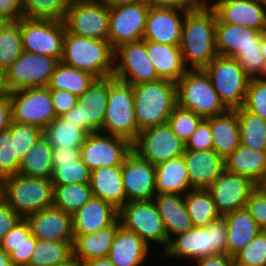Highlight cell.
Instances as JSON below:
<instances>
[{"instance_id": "cell-1", "label": "cell", "mask_w": 266, "mask_h": 266, "mask_svg": "<svg viewBox=\"0 0 266 266\" xmlns=\"http://www.w3.org/2000/svg\"><path fill=\"white\" fill-rule=\"evenodd\" d=\"M216 23V12L209 4L186 12L179 47L188 70L205 69L219 55Z\"/></svg>"}, {"instance_id": "cell-2", "label": "cell", "mask_w": 266, "mask_h": 266, "mask_svg": "<svg viewBox=\"0 0 266 266\" xmlns=\"http://www.w3.org/2000/svg\"><path fill=\"white\" fill-rule=\"evenodd\" d=\"M261 32L241 25L216 23V48L220 56L237 60L250 78H259L266 61L261 53Z\"/></svg>"}, {"instance_id": "cell-3", "label": "cell", "mask_w": 266, "mask_h": 266, "mask_svg": "<svg viewBox=\"0 0 266 266\" xmlns=\"http://www.w3.org/2000/svg\"><path fill=\"white\" fill-rule=\"evenodd\" d=\"M114 54L108 40L80 37L66 30L60 62L102 79L114 74Z\"/></svg>"}, {"instance_id": "cell-4", "label": "cell", "mask_w": 266, "mask_h": 266, "mask_svg": "<svg viewBox=\"0 0 266 266\" xmlns=\"http://www.w3.org/2000/svg\"><path fill=\"white\" fill-rule=\"evenodd\" d=\"M227 226L224 217L212 221L207 227H192L169 240L162 256L192 262L208 255L227 254Z\"/></svg>"}, {"instance_id": "cell-5", "label": "cell", "mask_w": 266, "mask_h": 266, "mask_svg": "<svg viewBox=\"0 0 266 266\" xmlns=\"http://www.w3.org/2000/svg\"><path fill=\"white\" fill-rule=\"evenodd\" d=\"M134 111L138 129L163 125L177 105L176 82L161 79L133 85Z\"/></svg>"}, {"instance_id": "cell-6", "label": "cell", "mask_w": 266, "mask_h": 266, "mask_svg": "<svg viewBox=\"0 0 266 266\" xmlns=\"http://www.w3.org/2000/svg\"><path fill=\"white\" fill-rule=\"evenodd\" d=\"M51 179L15 174L2 179V200L21 218L53 206Z\"/></svg>"}, {"instance_id": "cell-7", "label": "cell", "mask_w": 266, "mask_h": 266, "mask_svg": "<svg viewBox=\"0 0 266 266\" xmlns=\"http://www.w3.org/2000/svg\"><path fill=\"white\" fill-rule=\"evenodd\" d=\"M108 135L120 136L133 143L139 133L134 111L133 85L108 77V102L102 129Z\"/></svg>"}, {"instance_id": "cell-8", "label": "cell", "mask_w": 266, "mask_h": 266, "mask_svg": "<svg viewBox=\"0 0 266 266\" xmlns=\"http://www.w3.org/2000/svg\"><path fill=\"white\" fill-rule=\"evenodd\" d=\"M176 96L178 106L192 110L203 119L228 111L204 69L187 70L176 82Z\"/></svg>"}, {"instance_id": "cell-9", "label": "cell", "mask_w": 266, "mask_h": 266, "mask_svg": "<svg viewBox=\"0 0 266 266\" xmlns=\"http://www.w3.org/2000/svg\"><path fill=\"white\" fill-rule=\"evenodd\" d=\"M204 70L228 110H235L244 105L251 78L237 60L218 55Z\"/></svg>"}, {"instance_id": "cell-10", "label": "cell", "mask_w": 266, "mask_h": 266, "mask_svg": "<svg viewBox=\"0 0 266 266\" xmlns=\"http://www.w3.org/2000/svg\"><path fill=\"white\" fill-rule=\"evenodd\" d=\"M118 218L121 226L135 232L149 246L158 243L164 248L162 252L168 246L163 220L153 200L125 203L119 209Z\"/></svg>"}, {"instance_id": "cell-11", "label": "cell", "mask_w": 266, "mask_h": 266, "mask_svg": "<svg viewBox=\"0 0 266 266\" xmlns=\"http://www.w3.org/2000/svg\"><path fill=\"white\" fill-rule=\"evenodd\" d=\"M12 122L44 130L57 116L48 87L24 88L9 92Z\"/></svg>"}, {"instance_id": "cell-12", "label": "cell", "mask_w": 266, "mask_h": 266, "mask_svg": "<svg viewBox=\"0 0 266 266\" xmlns=\"http://www.w3.org/2000/svg\"><path fill=\"white\" fill-rule=\"evenodd\" d=\"M64 24L73 35L108 40L109 5L105 0L70 4Z\"/></svg>"}, {"instance_id": "cell-13", "label": "cell", "mask_w": 266, "mask_h": 266, "mask_svg": "<svg viewBox=\"0 0 266 266\" xmlns=\"http://www.w3.org/2000/svg\"><path fill=\"white\" fill-rule=\"evenodd\" d=\"M108 102V77L96 79L80 96L77 104L62 117L87 134L102 129Z\"/></svg>"}, {"instance_id": "cell-14", "label": "cell", "mask_w": 266, "mask_h": 266, "mask_svg": "<svg viewBox=\"0 0 266 266\" xmlns=\"http://www.w3.org/2000/svg\"><path fill=\"white\" fill-rule=\"evenodd\" d=\"M65 32L64 21L21 19L23 50L53 57L59 62L63 53Z\"/></svg>"}, {"instance_id": "cell-15", "label": "cell", "mask_w": 266, "mask_h": 266, "mask_svg": "<svg viewBox=\"0 0 266 266\" xmlns=\"http://www.w3.org/2000/svg\"><path fill=\"white\" fill-rule=\"evenodd\" d=\"M113 77L132 85L161 80L148 57L145 40L115 49Z\"/></svg>"}, {"instance_id": "cell-16", "label": "cell", "mask_w": 266, "mask_h": 266, "mask_svg": "<svg viewBox=\"0 0 266 266\" xmlns=\"http://www.w3.org/2000/svg\"><path fill=\"white\" fill-rule=\"evenodd\" d=\"M132 150L153 165L182 156L185 143L172 131L168 123L141 130L132 143Z\"/></svg>"}, {"instance_id": "cell-17", "label": "cell", "mask_w": 266, "mask_h": 266, "mask_svg": "<svg viewBox=\"0 0 266 266\" xmlns=\"http://www.w3.org/2000/svg\"><path fill=\"white\" fill-rule=\"evenodd\" d=\"M58 63L53 57L24 51L5 71L8 91L47 87Z\"/></svg>"}, {"instance_id": "cell-18", "label": "cell", "mask_w": 266, "mask_h": 266, "mask_svg": "<svg viewBox=\"0 0 266 266\" xmlns=\"http://www.w3.org/2000/svg\"><path fill=\"white\" fill-rule=\"evenodd\" d=\"M131 152L132 143L128 139L98 131L87 135L80 148V157L93 171L100 167L123 165Z\"/></svg>"}, {"instance_id": "cell-19", "label": "cell", "mask_w": 266, "mask_h": 266, "mask_svg": "<svg viewBox=\"0 0 266 266\" xmlns=\"http://www.w3.org/2000/svg\"><path fill=\"white\" fill-rule=\"evenodd\" d=\"M149 7L146 2L109 6L108 41L114 50L122 44L143 40Z\"/></svg>"}, {"instance_id": "cell-20", "label": "cell", "mask_w": 266, "mask_h": 266, "mask_svg": "<svg viewBox=\"0 0 266 266\" xmlns=\"http://www.w3.org/2000/svg\"><path fill=\"white\" fill-rule=\"evenodd\" d=\"M258 185L251 179L224 170L207 189L218 213L224 215L245 208Z\"/></svg>"}, {"instance_id": "cell-21", "label": "cell", "mask_w": 266, "mask_h": 266, "mask_svg": "<svg viewBox=\"0 0 266 266\" xmlns=\"http://www.w3.org/2000/svg\"><path fill=\"white\" fill-rule=\"evenodd\" d=\"M156 166L140 158L133 150L122 165L126 203L153 200L156 195Z\"/></svg>"}, {"instance_id": "cell-22", "label": "cell", "mask_w": 266, "mask_h": 266, "mask_svg": "<svg viewBox=\"0 0 266 266\" xmlns=\"http://www.w3.org/2000/svg\"><path fill=\"white\" fill-rule=\"evenodd\" d=\"M209 5L224 23L266 30V0H214Z\"/></svg>"}, {"instance_id": "cell-23", "label": "cell", "mask_w": 266, "mask_h": 266, "mask_svg": "<svg viewBox=\"0 0 266 266\" xmlns=\"http://www.w3.org/2000/svg\"><path fill=\"white\" fill-rule=\"evenodd\" d=\"M187 11L149 7L143 40L179 46Z\"/></svg>"}, {"instance_id": "cell-24", "label": "cell", "mask_w": 266, "mask_h": 266, "mask_svg": "<svg viewBox=\"0 0 266 266\" xmlns=\"http://www.w3.org/2000/svg\"><path fill=\"white\" fill-rule=\"evenodd\" d=\"M31 234L38 240L73 242L72 216L55 206L26 217Z\"/></svg>"}, {"instance_id": "cell-25", "label": "cell", "mask_w": 266, "mask_h": 266, "mask_svg": "<svg viewBox=\"0 0 266 266\" xmlns=\"http://www.w3.org/2000/svg\"><path fill=\"white\" fill-rule=\"evenodd\" d=\"M183 157L192 189H208L225 170L224 159L215 150H185Z\"/></svg>"}, {"instance_id": "cell-26", "label": "cell", "mask_w": 266, "mask_h": 266, "mask_svg": "<svg viewBox=\"0 0 266 266\" xmlns=\"http://www.w3.org/2000/svg\"><path fill=\"white\" fill-rule=\"evenodd\" d=\"M119 215V210L101 198L91 199L72 215L73 235H86L98 232L112 225Z\"/></svg>"}, {"instance_id": "cell-27", "label": "cell", "mask_w": 266, "mask_h": 266, "mask_svg": "<svg viewBox=\"0 0 266 266\" xmlns=\"http://www.w3.org/2000/svg\"><path fill=\"white\" fill-rule=\"evenodd\" d=\"M151 246L135 232L120 226L110 248L108 259L115 266H142L149 256Z\"/></svg>"}, {"instance_id": "cell-28", "label": "cell", "mask_w": 266, "mask_h": 266, "mask_svg": "<svg viewBox=\"0 0 266 266\" xmlns=\"http://www.w3.org/2000/svg\"><path fill=\"white\" fill-rule=\"evenodd\" d=\"M121 226L119 218L110 226L86 235H73V258L81 265L93 259L108 257L114 237Z\"/></svg>"}, {"instance_id": "cell-29", "label": "cell", "mask_w": 266, "mask_h": 266, "mask_svg": "<svg viewBox=\"0 0 266 266\" xmlns=\"http://www.w3.org/2000/svg\"><path fill=\"white\" fill-rule=\"evenodd\" d=\"M225 170L245 176L258 186L266 185V151H258L240 145L224 159Z\"/></svg>"}, {"instance_id": "cell-30", "label": "cell", "mask_w": 266, "mask_h": 266, "mask_svg": "<svg viewBox=\"0 0 266 266\" xmlns=\"http://www.w3.org/2000/svg\"><path fill=\"white\" fill-rule=\"evenodd\" d=\"M89 184L93 196L110 203L118 210L125 205L122 165L94 169L91 171Z\"/></svg>"}, {"instance_id": "cell-31", "label": "cell", "mask_w": 266, "mask_h": 266, "mask_svg": "<svg viewBox=\"0 0 266 266\" xmlns=\"http://www.w3.org/2000/svg\"><path fill=\"white\" fill-rule=\"evenodd\" d=\"M170 240L177 234L190 230L193 225L188 215L184 196L177 194H156L153 197Z\"/></svg>"}, {"instance_id": "cell-32", "label": "cell", "mask_w": 266, "mask_h": 266, "mask_svg": "<svg viewBox=\"0 0 266 266\" xmlns=\"http://www.w3.org/2000/svg\"><path fill=\"white\" fill-rule=\"evenodd\" d=\"M147 54L161 79L177 82L186 72L179 46L145 41Z\"/></svg>"}, {"instance_id": "cell-33", "label": "cell", "mask_w": 266, "mask_h": 266, "mask_svg": "<svg viewBox=\"0 0 266 266\" xmlns=\"http://www.w3.org/2000/svg\"><path fill=\"white\" fill-rule=\"evenodd\" d=\"M156 194L184 196L191 191L186 162L183 155L156 165Z\"/></svg>"}, {"instance_id": "cell-34", "label": "cell", "mask_w": 266, "mask_h": 266, "mask_svg": "<svg viewBox=\"0 0 266 266\" xmlns=\"http://www.w3.org/2000/svg\"><path fill=\"white\" fill-rule=\"evenodd\" d=\"M227 226V254L234 256L260 232L255 219L243 208L223 216Z\"/></svg>"}, {"instance_id": "cell-35", "label": "cell", "mask_w": 266, "mask_h": 266, "mask_svg": "<svg viewBox=\"0 0 266 266\" xmlns=\"http://www.w3.org/2000/svg\"><path fill=\"white\" fill-rule=\"evenodd\" d=\"M213 150L223 159L228 157L240 145V127L235 110L210 117Z\"/></svg>"}, {"instance_id": "cell-36", "label": "cell", "mask_w": 266, "mask_h": 266, "mask_svg": "<svg viewBox=\"0 0 266 266\" xmlns=\"http://www.w3.org/2000/svg\"><path fill=\"white\" fill-rule=\"evenodd\" d=\"M51 155L52 147L43 136L21 158L18 174L27 177L51 179L53 174Z\"/></svg>"}, {"instance_id": "cell-37", "label": "cell", "mask_w": 266, "mask_h": 266, "mask_svg": "<svg viewBox=\"0 0 266 266\" xmlns=\"http://www.w3.org/2000/svg\"><path fill=\"white\" fill-rule=\"evenodd\" d=\"M87 133L62 116L56 117L44 130L43 136L52 148L80 149Z\"/></svg>"}, {"instance_id": "cell-38", "label": "cell", "mask_w": 266, "mask_h": 266, "mask_svg": "<svg viewBox=\"0 0 266 266\" xmlns=\"http://www.w3.org/2000/svg\"><path fill=\"white\" fill-rule=\"evenodd\" d=\"M97 78L92 74L59 62L51 75L50 90H67L77 96L82 95Z\"/></svg>"}, {"instance_id": "cell-39", "label": "cell", "mask_w": 266, "mask_h": 266, "mask_svg": "<svg viewBox=\"0 0 266 266\" xmlns=\"http://www.w3.org/2000/svg\"><path fill=\"white\" fill-rule=\"evenodd\" d=\"M193 227H207L221 217L207 189H192L184 195Z\"/></svg>"}, {"instance_id": "cell-40", "label": "cell", "mask_w": 266, "mask_h": 266, "mask_svg": "<svg viewBox=\"0 0 266 266\" xmlns=\"http://www.w3.org/2000/svg\"><path fill=\"white\" fill-rule=\"evenodd\" d=\"M240 127L241 145L258 151H266V120L246 110L235 109Z\"/></svg>"}, {"instance_id": "cell-41", "label": "cell", "mask_w": 266, "mask_h": 266, "mask_svg": "<svg viewBox=\"0 0 266 266\" xmlns=\"http://www.w3.org/2000/svg\"><path fill=\"white\" fill-rule=\"evenodd\" d=\"M53 206L71 216L93 196L90 184L53 185Z\"/></svg>"}, {"instance_id": "cell-42", "label": "cell", "mask_w": 266, "mask_h": 266, "mask_svg": "<svg viewBox=\"0 0 266 266\" xmlns=\"http://www.w3.org/2000/svg\"><path fill=\"white\" fill-rule=\"evenodd\" d=\"M73 242L38 240L28 266H56L73 257Z\"/></svg>"}, {"instance_id": "cell-43", "label": "cell", "mask_w": 266, "mask_h": 266, "mask_svg": "<svg viewBox=\"0 0 266 266\" xmlns=\"http://www.w3.org/2000/svg\"><path fill=\"white\" fill-rule=\"evenodd\" d=\"M23 52L21 19L4 22L0 27V69L6 71Z\"/></svg>"}, {"instance_id": "cell-44", "label": "cell", "mask_w": 266, "mask_h": 266, "mask_svg": "<svg viewBox=\"0 0 266 266\" xmlns=\"http://www.w3.org/2000/svg\"><path fill=\"white\" fill-rule=\"evenodd\" d=\"M67 8L64 0H24L23 18L64 21Z\"/></svg>"}, {"instance_id": "cell-45", "label": "cell", "mask_w": 266, "mask_h": 266, "mask_svg": "<svg viewBox=\"0 0 266 266\" xmlns=\"http://www.w3.org/2000/svg\"><path fill=\"white\" fill-rule=\"evenodd\" d=\"M53 185L87 184L90 183L91 170L80 159L77 163L52 164Z\"/></svg>"}, {"instance_id": "cell-46", "label": "cell", "mask_w": 266, "mask_h": 266, "mask_svg": "<svg viewBox=\"0 0 266 266\" xmlns=\"http://www.w3.org/2000/svg\"><path fill=\"white\" fill-rule=\"evenodd\" d=\"M202 120L203 118L192 110L176 105L167 123L178 138L186 143Z\"/></svg>"}, {"instance_id": "cell-47", "label": "cell", "mask_w": 266, "mask_h": 266, "mask_svg": "<svg viewBox=\"0 0 266 266\" xmlns=\"http://www.w3.org/2000/svg\"><path fill=\"white\" fill-rule=\"evenodd\" d=\"M238 266H266V232H260L233 256Z\"/></svg>"}, {"instance_id": "cell-48", "label": "cell", "mask_w": 266, "mask_h": 266, "mask_svg": "<svg viewBox=\"0 0 266 266\" xmlns=\"http://www.w3.org/2000/svg\"><path fill=\"white\" fill-rule=\"evenodd\" d=\"M21 158L15 153L10 126L0 131V179L18 174Z\"/></svg>"}, {"instance_id": "cell-49", "label": "cell", "mask_w": 266, "mask_h": 266, "mask_svg": "<svg viewBox=\"0 0 266 266\" xmlns=\"http://www.w3.org/2000/svg\"><path fill=\"white\" fill-rule=\"evenodd\" d=\"M11 136H14L15 153L24 157L35 142L43 137V130L37 126L11 122Z\"/></svg>"}, {"instance_id": "cell-50", "label": "cell", "mask_w": 266, "mask_h": 266, "mask_svg": "<svg viewBox=\"0 0 266 266\" xmlns=\"http://www.w3.org/2000/svg\"><path fill=\"white\" fill-rule=\"evenodd\" d=\"M243 107L266 120V81L250 79Z\"/></svg>"}, {"instance_id": "cell-51", "label": "cell", "mask_w": 266, "mask_h": 266, "mask_svg": "<svg viewBox=\"0 0 266 266\" xmlns=\"http://www.w3.org/2000/svg\"><path fill=\"white\" fill-rule=\"evenodd\" d=\"M245 209L255 219L261 232H266V185L258 186L252 192Z\"/></svg>"}, {"instance_id": "cell-52", "label": "cell", "mask_w": 266, "mask_h": 266, "mask_svg": "<svg viewBox=\"0 0 266 266\" xmlns=\"http://www.w3.org/2000/svg\"><path fill=\"white\" fill-rule=\"evenodd\" d=\"M185 150H213L210 118L203 119L185 143Z\"/></svg>"}, {"instance_id": "cell-53", "label": "cell", "mask_w": 266, "mask_h": 266, "mask_svg": "<svg viewBox=\"0 0 266 266\" xmlns=\"http://www.w3.org/2000/svg\"><path fill=\"white\" fill-rule=\"evenodd\" d=\"M30 234L29 223L26 218H21L0 241V247L10 254L14 250V247L24 242Z\"/></svg>"}, {"instance_id": "cell-54", "label": "cell", "mask_w": 266, "mask_h": 266, "mask_svg": "<svg viewBox=\"0 0 266 266\" xmlns=\"http://www.w3.org/2000/svg\"><path fill=\"white\" fill-rule=\"evenodd\" d=\"M37 244V238L30 234L24 242L14 247V250L9 254L11 262L14 266H28L34 249Z\"/></svg>"}, {"instance_id": "cell-55", "label": "cell", "mask_w": 266, "mask_h": 266, "mask_svg": "<svg viewBox=\"0 0 266 266\" xmlns=\"http://www.w3.org/2000/svg\"><path fill=\"white\" fill-rule=\"evenodd\" d=\"M56 116H63L77 104L78 96L67 90H50Z\"/></svg>"}, {"instance_id": "cell-56", "label": "cell", "mask_w": 266, "mask_h": 266, "mask_svg": "<svg viewBox=\"0 0 266 266\" xmlns=\"http://www.w3.org/2000/svg\"><path fill=\"white\" fill-rule=\"evenodd\" d=\"M24 0H0V20L16 22L23 18Z\"/></svg>"}, {"instance_id": "cell-57", "label": "cell", "mask_w": 266, "mask_h": 266, "mask_svg": "<svg viewBox=\"0 0 266 266\" xmlns=\"http://www.w3.org/2000/svg\"><path fill=\"white\" fill-rule=\"evenodd\" d=\"M21 217L3 200L0 201V241Z\"/></svg>"}, {"instance_id": "cell-58", "label": "cell", "mask_w": 266, "mask_h": 266, "mask_svg": "<svg viewBox=\"0 0 266 266\" xmlns=\"http://www.w3.org/2000/svg\"><path fill=\"white\" fill-rule=\"evenodd\" d=\"M150 7L155 8H175L182 11H190L197 8L198 0H145Z\"/></svg>"}, {"instance_id": "cell-59", "label": "cell", "mask_w": 266, "mask_h": 266, "mask_svg": "<svg viewBox=\"0 0 266 266\" xmlns=\"http://www.w3.org/2000/svg\"><path fill=\"white\" fill-rule=\"evenodd\" d=\"M52 164L77 163L80 157V149L52 148Z\"/></svg>"}, {"instance_id": "cell-60", "label": "cell", "mask_w": 266, "mask_h": 266, "mask_svg": "<svg viewBox=\"0 0 266 266\" xmlns=\"http://www.w3.org/2000/svg\"><path fill=\"white\" fill-rule=\"evenodd\" d=\"M196 266H232L233 257L228 254H212L195 261Z\"/></svg>"}, {"instance_id": "cell-61", "label": "cell", "mask_w": 266, "mask_h": 266, "mask_svg": "<svg viewBox=\"0 0 266 266\" xmlns=\"http://www.w3.org/2000/svg\"><path fill=\"white\" fill-rule=\"evenodd\" d=\"M11 122L12 114L9 98H0V131L7 129Z\"/></svg>"}, {"instance_id": "cell-62", "label": "cell", "mask_w": 266, "mask_h": 266, "mask_svg": "<svg viewBox=\"0 0 266 266\" xmlns=\"http://www.w3.org/2000/svg\"><path fill=\"white\" fill-rule=\"evenodd\" d=\"M82 266H115V265L108 259V257H102L86 261L82 264Z\"/></svg>"}, {"instance_id": "cell-63", "label": "cell", "mask_w": 266, "mask_h": 266, "mask_svg": "<svg viewBox=\"0 0 266 266\" xmlns=\"http://www.w3.org/2000/svg\"><path fill=\"white\" fill-rule=\"evenodd\" d=\"M9 96V91L6 87V76L5 71L0 69V98Z\"/></svg>"}, {"instance_id": "cell-64", "label": "cell", "mask_w": 266, "mask_h": 266, "mask_svg": "<svg viewBox=\"0 0 266 266\" xmlns=\"http://www.w3.org/2000/svg\"><path fill=\"white\" fill-rule=\"evenodd\" d=\"M109 6H121L129 4L143 3L145 0H105Z\"/></svg>"}, {"instance_id": "cell-65", "label": "cell", "mask_w": 266, "mask_h": 266, "mask_svg": "<svg viewBox=\"0 0 266 266\" xmlns=\"http://www.w3.org/2000/svg\"><path fill=\"white\" fill-rule=\"evenodd\" d=\"M0 266H14L9 254L0 247Z\"/></svg>"}, {"instance_id": "cell-66", "label": "cell", "mask_w": 266, "mask_h": 266, "mask_svg": "<svg viewBox=\"0 0 266 266\" xmlns=\"http://www.w3.org/2000/svg\"><path fill=\"white\" fill-rule=\"evenodd\" d=\"M261 53L266 61V30L261 32Z\"/></svg>"}, {"instance_id": "cell-67", "label": "cell", "mask_w": 266, "mask_h": 266, "mask_svg": "<svg viewBox=\"0 0 266 266\" xmlns=\"http://www.w3.org/2000/svg\"><path fill=\"white\" fill-rule=\"evenodd\" d=\"M56 266H82V265L75 258L72 257L69 261Z\"/></svg>"}, {"instance_id": "cell-68", "label": "cell", "mask_w": 266, "mask_h": 266, "mask_svg": "<svg viewBox=\"0 0 266 266\" xmlns=\"http://www.w3.org/2000/svg\"><path fill=\"white\" fill-rule=\"evenodd\" d=\"M67 5H70V4H73V3H81V2H89V1H92V0H64Z\"/></svg>"}, {"instance_id": "cell-69", "label": "cell", "mask_w": 266, "mask_h": 266, "mask_svg": "<svg viewBox=\"0 0 266 266\" xmlns=\"http://www.w3.org/2000/svg\"><path fill=\"white\" fill-rule=\"evenodd\" d=\"M259 78H261L262 80L266 81V64H265V67H264V71L262 72V74H261V76Z\"/></svg>"}, {"instance_id": "cell-70", "label": "cell", "mask_w": 266, "mask_h": 266, "mask_svg": "<svg viewBox=\"0 0 266 266\" xmlns=\"http://www.w3.org/2000/svg\"><path fill=\"white\" fill-rule=\"evenodd\" d=\"M210 0H198V2L200 3V4H209L210 2H209Z\"/></svg>"}, {"instance_id": "cell-71", "label": "cell", "mask_w": 266, "mask_h": 266, "mask_svg": "<svg viewBox=\"0 0 266 266\" xmlns=\"http://www.w3.org/2000/svg\"><path fill=\"white\" fill-rule=\"evenodd\" d=\"M2 200V179H0V201Z\"/></svg>"}]
</instances>
